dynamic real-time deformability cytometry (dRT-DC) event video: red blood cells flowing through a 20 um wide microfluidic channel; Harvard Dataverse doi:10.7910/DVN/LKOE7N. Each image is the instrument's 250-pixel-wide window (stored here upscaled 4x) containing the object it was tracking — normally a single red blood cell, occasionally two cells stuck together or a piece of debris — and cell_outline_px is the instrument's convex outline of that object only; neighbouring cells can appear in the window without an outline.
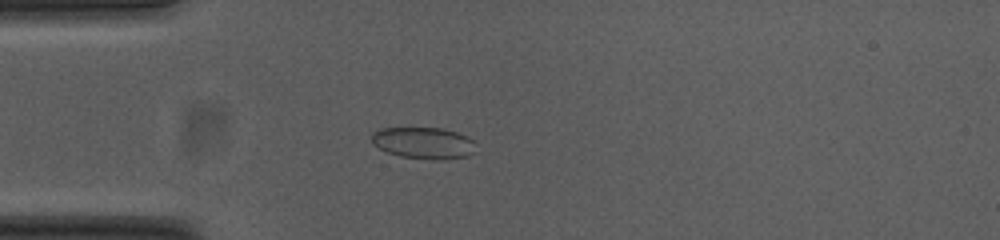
{"species": "common noctule bat (a hibernating species)", "species_latin": "Nyctalus noctula", "temperature_condition": "cold", "stored_images_in_passage": 42, "camera_frame_rate_fps": 3000, "um_per_image_px": 0.085, "animal": {"sex": "female", "body_mass_g": 23.0, "forearm_length_mm": 53.4}, "frame": {"image": 1, "passage_image": 5, "time_ms": 1.333, "image_size_px": [1000, 240], "cell_outline_px": [[476, 152], [468, 156], [440, 160], [436, 160], [400, 156], [388, 152], [372, 144], [372, 132], [384, 128], [440, 128], [456, 132], [468, 136], [472, 140]], "centroid_in_image_um": [36.02, 12.16], "position_along_channel_um": 49.0, "area_um2": 19.13}}
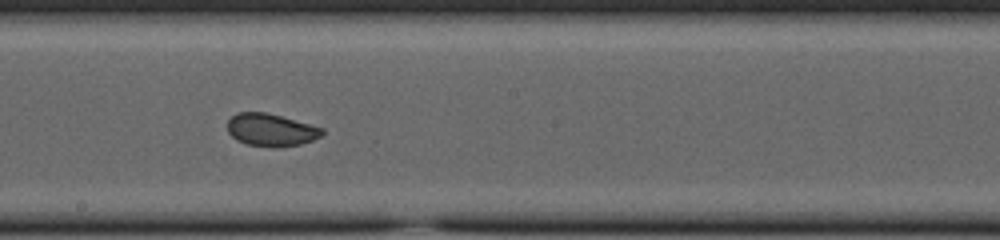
{"frame": {"image": 2, "passage_image": 20, "time_ms": 6.333, "image_size_px": [1000, 240], "cell_outline_px": [[324, 132], [320, 136], [312, 140], [300, 144], [276, 148], [272, 148], [248, 144], [236, 140], [228, 132], [228, 120], [236, 112], [264, 112], [280, 116], [324, 128]], "centroid_in_image_um": [23.02, 11.05], "position_along_channel_um": 225.2, "area_um2": 17.92}}
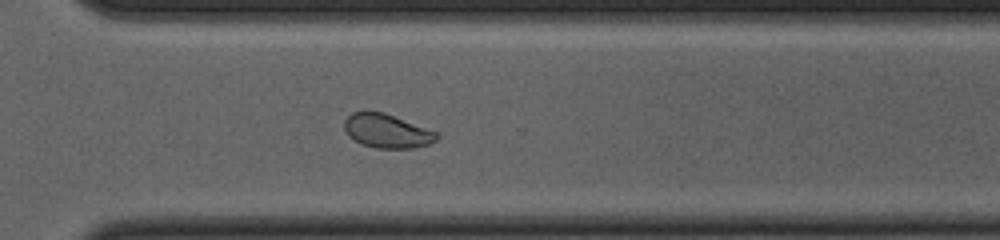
{"frame": {"image": 3, "passage_image": 29, "time_ms": 9.333, "image_size_px": [1000, 240], "cell_outline_px": [[440, 136], [436, 140], [428, 144], [412, 148], [376, 148], [364, 144], [348, 136], [344, 128], [344, 120], [352, 112], [384, 112], [440, 132]], "centroid_in_image_um": [32.94, 11.13], "position_along_channel_um": 337.7, "area_um2": 18.26}, "authors_computed_cell_mechanics": {"area_um2": 18.4093, "velocity_mm_per_s": 3.7466, "shape_relaxation_time_tau1_ms": 4.7246, "shape_relaxation_time_tau2_ms": 0.844, "deformation_change_tau1": 0.093, "deformation_change_tau2": 0.0446}}